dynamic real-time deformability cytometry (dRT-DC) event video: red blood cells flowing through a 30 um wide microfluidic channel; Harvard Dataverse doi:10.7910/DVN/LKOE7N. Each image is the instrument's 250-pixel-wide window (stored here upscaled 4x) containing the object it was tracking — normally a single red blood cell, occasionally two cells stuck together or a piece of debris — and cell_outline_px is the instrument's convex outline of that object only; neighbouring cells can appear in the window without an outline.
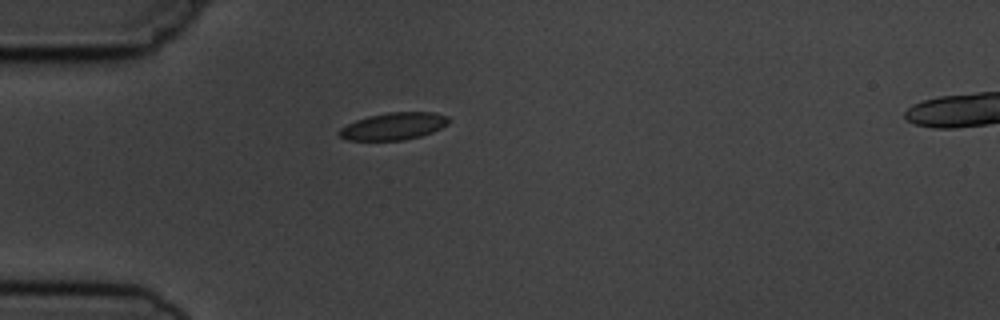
{"species": "common noctule bat (a hibernating species)", "species_latin": "Nyctalus noctula", "temperature_condition": "cold", "stored_images_in_passage": 1, "camera_frame_rate_fps": 3000, "um_per_image_px": 0.085, "animal": {"sex": "male", "body_mass_g": 19.5, "forearm_length_mm": 54.6}, "frame": {"image": 1, "passage_image": 1, "time_ms": 0.0, "image_size_px": [1000, 320], "cell_outline_px": [[452, 120], [448, 124], [432, 132], [420, 136], [404, 140], [348, 140], [340, 136], [336, 132], [340, 128], [356, 120], [368, 116], [388, 112], [432, 112], [448, 116]], "centroid_in_image_um": [33.47, 10.72], "position_along_channel_um": 51.5, "area_um2": 17.4}}